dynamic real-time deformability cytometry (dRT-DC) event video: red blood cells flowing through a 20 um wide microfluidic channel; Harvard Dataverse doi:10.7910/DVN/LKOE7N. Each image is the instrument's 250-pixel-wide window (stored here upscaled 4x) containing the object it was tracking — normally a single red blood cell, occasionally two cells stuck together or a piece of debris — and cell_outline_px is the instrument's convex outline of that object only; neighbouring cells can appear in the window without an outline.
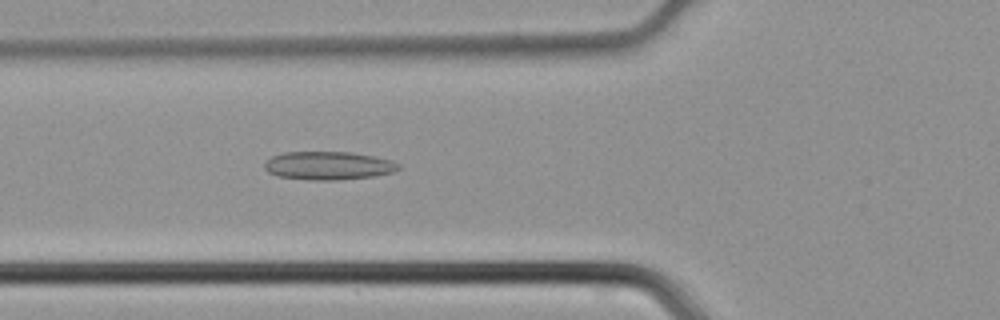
{"species": "common noctule bat (a hibernating species)", "species_latin": "Nyctalus noctula", "temperature_condition": "cold", "stored_images_in_passage": 45, "camera_frame_rate_fps": 3000, "um_per_image_px": 0.085, "animal": {"sex": "male", "body_mass_g": 21.5, "forearm_length_mm": 52.0}, "frame": {"image": 1, "passage_image": 17, "time_ms": 5.333, "image_size_px": [1000, 320], "cell_outline_px": [[400, 168], [392, 172], [376, 176], [336, 180], [308, 180], [276, 176], [268, 172], [264, 168], [264, 164], [272, 156], [284, 152], [352, 152], [392, 160], [400, 164]], "centroid_in_image_um": [27.91, 14.08], "position_along_channel_um": 97.9, "area_um2": 22.2}}
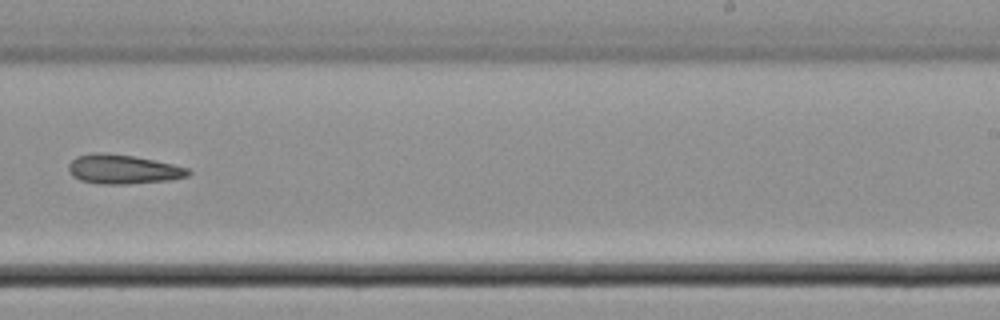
{"frame": {"image": 2, "passage_image": 29, "time_ms": 9.333, "image_size_px": [1000, 320], "cell_outline_px": [[192, 172], [188, 176], [168, 180], [128, 184], [100, 184], [80, 180], [72, 176], [68, 168], [68, 164], [76, 156], [96, 152], [104, 152], [132, 156], [172, 164], [188, 168]], "centroid_in_image_um": [10.43, 14.39], "position_along_channel_um": 278.6, "area_um2": 20.35}}
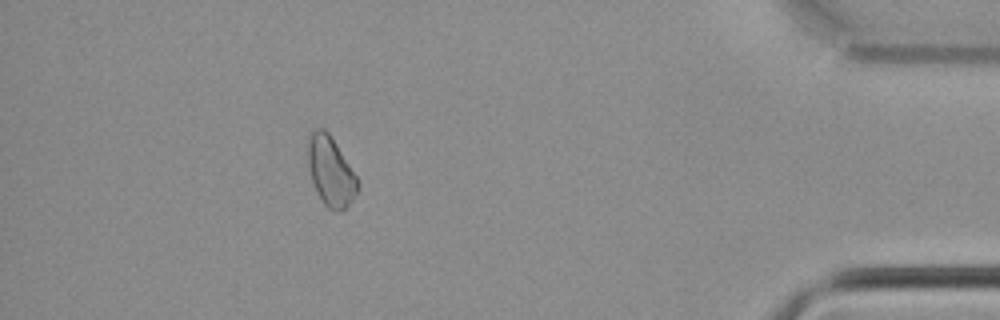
{"frame": {"image": 3, "passage_image": 41, "time_ms": 13.333, "image_size_px": [1000, 320], "cell_outline_px": [[360, 184], [356, 196], [340, 212], [328, 208], [324, 204], [312, 180], [308, 164], [308, 140], [312, 132], [316, 128], [324, 128], [328, 132], [360, 180]], "centroid_in_image_um": [28.14, 14.56], "position_along_channel_um": 407.1, "area_um2": 19.94}}